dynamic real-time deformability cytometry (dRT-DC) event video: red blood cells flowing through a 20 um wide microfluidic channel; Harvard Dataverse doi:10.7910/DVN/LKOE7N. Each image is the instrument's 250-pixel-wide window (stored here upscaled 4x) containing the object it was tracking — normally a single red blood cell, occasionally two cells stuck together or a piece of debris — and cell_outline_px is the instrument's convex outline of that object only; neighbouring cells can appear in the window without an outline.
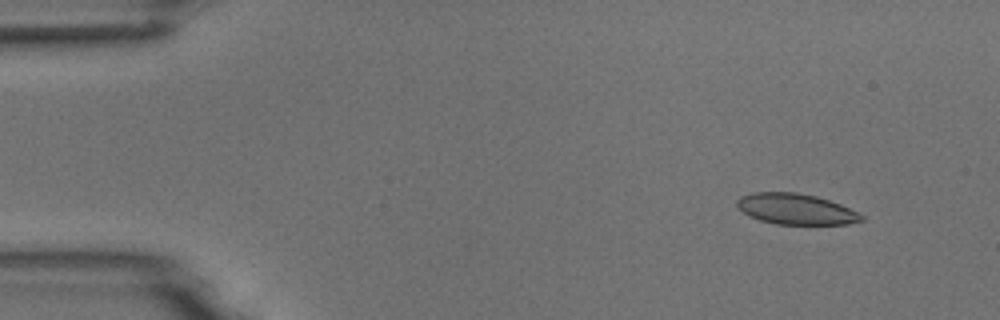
{"species": "common noctule bat (a hibernating species)", "species_latin": "Nyctalus noctula", "temperature_condition": "room temperature", "stored_images_in_passage": 5, "camera_frame_rate_fps": 3000, "um_per_image_px": 0.085, "animal": {"sex": "male", "body_mass_g": 18.8}, "frame": {"image": 1, "passage_image": 2, "time_ms": 1.0, "image_size_px": [1000, 320], "cell_outline_px": [[864, 220], [848, 224], [776, 224], [760, 220], [748, 216], [736, 204], [736, 200], [740, 196], [752, 192], [796, 192], [816, 196], [840, 204], [864, 216]], "centroid_in_image_um": [67.62, 17.76], "position_along_channel_um": 17.4, "area_um2": 22.25}}
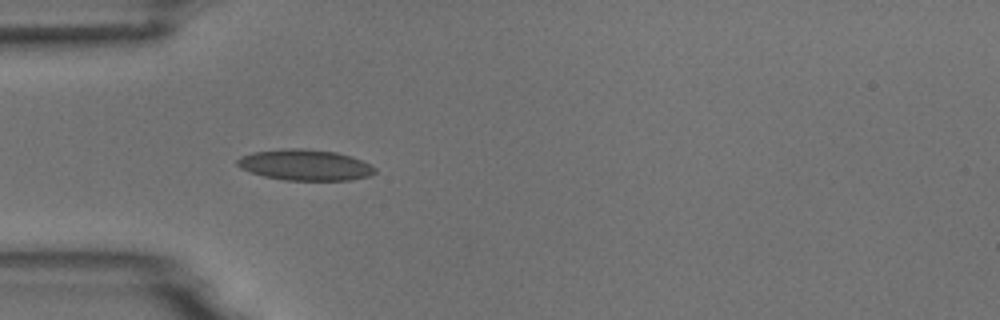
{"frame": {"image": 2, "passage_image": 5, "time_ms": 4.667, "image_size_px": [1000, 320], "cell_outline_px": [[376, 172], [368, 176], [348, 180], [284, 180], [264, 176], [240, 168], [236, 164], [236, 160], [240, 156], [252, 152], [284, 148], [304, 148], [336, 152], [352, 156], [372, 164], [376, 168]], "centroid_in_image_um": [25.93, 14.01], "position_along_channel_um": 59.1, "area_um2": 24.97}}